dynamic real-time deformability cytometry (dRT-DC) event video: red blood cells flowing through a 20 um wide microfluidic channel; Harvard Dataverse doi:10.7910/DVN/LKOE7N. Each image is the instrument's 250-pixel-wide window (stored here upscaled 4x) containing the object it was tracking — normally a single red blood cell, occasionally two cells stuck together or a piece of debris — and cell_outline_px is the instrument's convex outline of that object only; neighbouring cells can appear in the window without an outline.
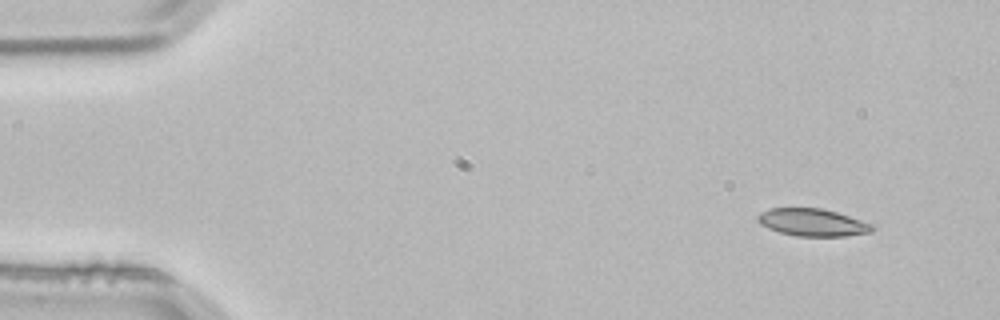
{"species": "common noctule bat (a hibernating species)", "species_latin": "Nyctalus noctula", "temperature_condition": "room temperature", "stored_images_in_passage": 5, "segment_of_instrument_passage": [2, 2], "camera_frame_rate_fps": 3000, "um_per_image_px": 0.085, "animal": {"sex": "male", "body_mass_g": 21.5, "forearm_length_mm": 52.0}, "frame": {"image": 1, "passage_image": 5, "time_ms": 1.333, "image_size_px": [1000, 320], "cell_outline_px": [[876, 228], [872, 232], [844, 236], [796, 236], [780, 232], [768, 228], [760, 224], [756, 220], [756, 216], [760, 212], [768, 208], [824, 208], [872, 224]], "centroid_in_image_um": [69.03, 18.9], "position_along_channel_um": 16.0, "area_um2": 18.38}}